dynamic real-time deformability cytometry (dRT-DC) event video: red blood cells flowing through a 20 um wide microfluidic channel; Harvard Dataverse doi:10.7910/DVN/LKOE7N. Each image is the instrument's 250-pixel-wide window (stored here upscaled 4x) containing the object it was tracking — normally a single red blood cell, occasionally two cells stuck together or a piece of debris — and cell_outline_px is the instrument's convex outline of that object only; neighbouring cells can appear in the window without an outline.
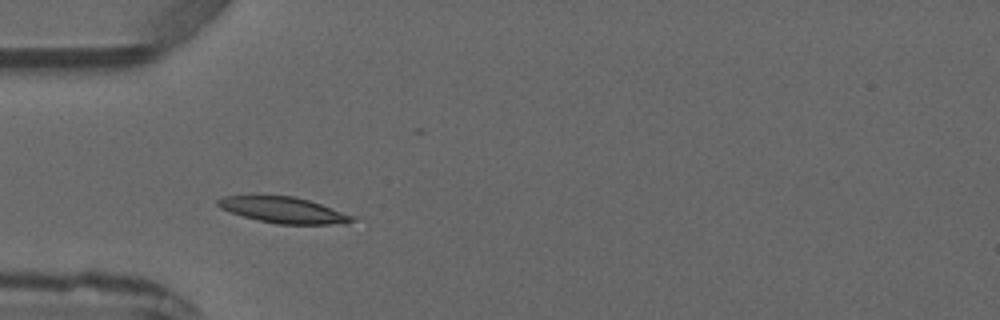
{"species": "common noctule bat (a hibernating species)", "species_latin": "Nyctalus noctula", "temperature_condition": "warm", "stored_images_in_passage": 3, "camera_frame_rate_fps": 3000, "um_per_image_px": 0.085, "animal": {"sex": "male", "forearm_length_mm": 52.5}, "frame": {"image": 1, "passage_image": 2, "time_ms": 1.333, "image_size_px": [1000, 320], "cell_outline_px": [[356, 220], [348, 224], [280, 224], [260, 220], [244, 216], [220, 208], [216, 204], [216, 200], [224, 196], [292, 196], [308, 200], [356, 216]], "centroid_in_image_um": [24.15, 17.86], "position_along_channel_um": 60.8, "area_um2": 20.11}}
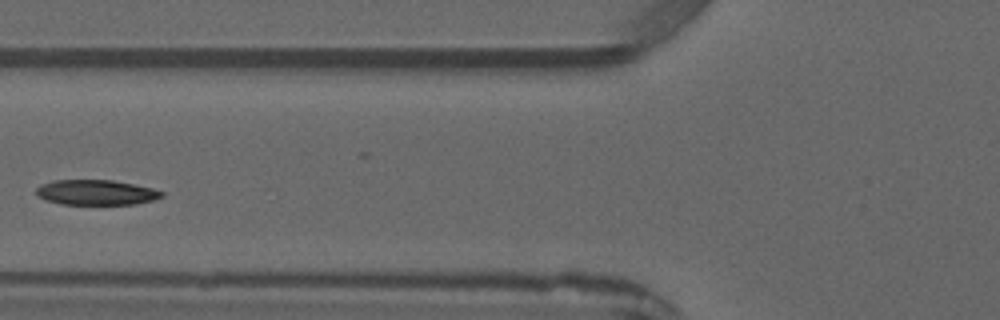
{"frame": {"image": 2, "passage_image": 3, "time_ms": 2.667, "image_size_px": [1000, 320], "cell_outline_px": [[164, 196], [156, 200], [132, 204], [60, 204], [44, 200], [36, 196], [36, 188], [40, 184], [56, 180], [112, 180], [152, 188], [164, 192]], "centroid_in_image_um": [8.15, 16.36], "position_along_channel_um": 117.7, "area_um2": 18.5}}